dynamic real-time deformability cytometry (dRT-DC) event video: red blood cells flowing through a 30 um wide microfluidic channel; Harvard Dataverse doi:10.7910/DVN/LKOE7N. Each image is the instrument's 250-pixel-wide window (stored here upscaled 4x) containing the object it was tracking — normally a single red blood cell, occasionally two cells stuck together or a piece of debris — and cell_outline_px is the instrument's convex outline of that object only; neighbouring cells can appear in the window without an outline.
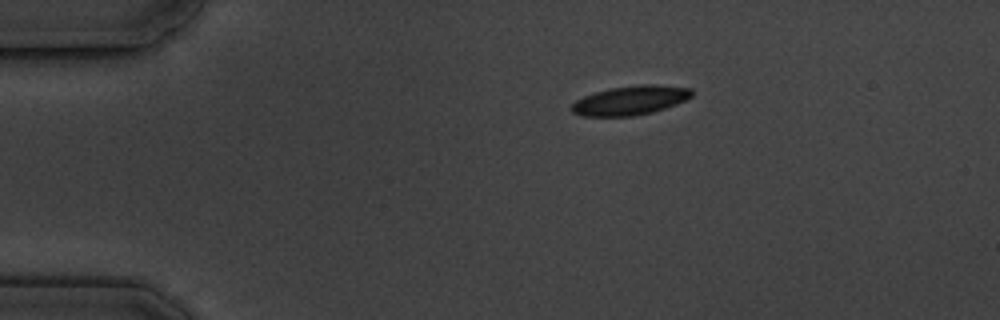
{"species": "common noctule bat (a hibernating species)", "species_latin": "Nyctalus noctula", "temperature_condition": "cold", "stored_images_in_passage": 5, "camera_frame_rate_fps": 3000, "um_per_image_px": 0.085, "animal": {"sex": "male", "body_mass_g": 19.5, "forearm_length_mm": 54.6}, "frame": {"image": 1, "passage_image": 1, "time_ms": 0.0, "image_size_px": [1000, 320], "cell_outline_px": [[692, 96], [676, 104], [652, 112], [632, 116], [580, 116], [572, 112], [568, 108], [576, 100], [584, 96], [596, 92], [612, 88], [640, 84], [656, 84], [692, 88]], "centroid_in_image_um": [53.55, 8.53], "position_along_channel_um": 31.4, "area_um2": 20.4}}
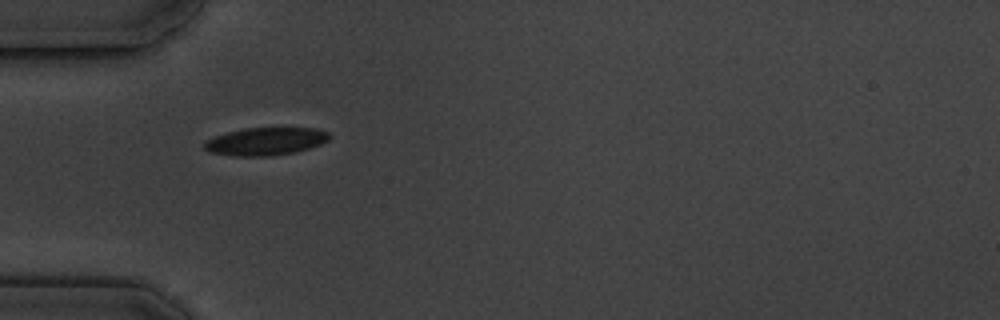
{"frame": {"image": 2, "passage_image": 3, "time_ms": 2.333, "image_size_px": [1000, 320], "cell_outline_px": [[332, 136], [328, 140], [320, 144], [296, 152], [272, 156], [232, 156], [212, 152], [204, 148], [204, 140], [228, 132], [244, 128], [316, 128], [328, 132]], "centroid_in_image_um": [22.59, 12.02], "position_along_channel_um": 62.4, "area_um2": 20.23}}